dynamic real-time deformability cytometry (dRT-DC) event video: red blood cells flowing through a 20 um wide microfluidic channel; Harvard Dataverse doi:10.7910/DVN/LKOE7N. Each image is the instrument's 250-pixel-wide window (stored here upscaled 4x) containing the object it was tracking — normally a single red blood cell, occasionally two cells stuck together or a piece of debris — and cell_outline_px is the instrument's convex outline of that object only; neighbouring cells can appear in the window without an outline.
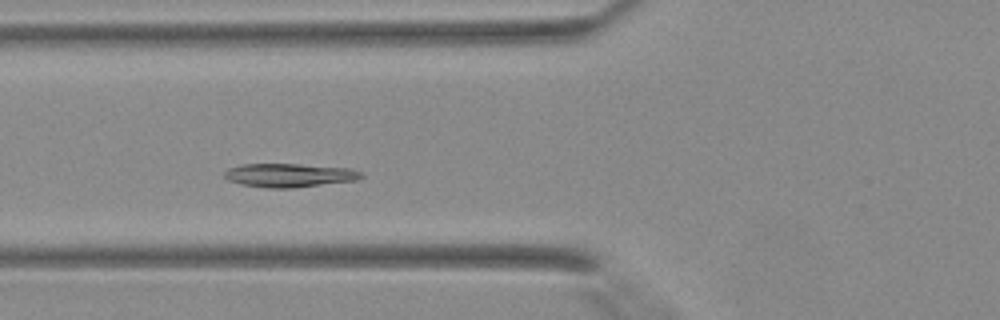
{"species": "Egyptian fruit bat (a non-hibernating species)", "species_latin": "Rousettus aegyptiacus", "temperature_condition": "warm", "stored_images_in_passage": 35, "camera_frame_rate_fps": 3000, "um_per_image_px": 0.085, "animal": {"sex": "female"}, "frame": {"image": 1, "passage_image": 8, "time_ms": 2.333, "image_size_px": [1000, 320], "cell_outline_px": [[364, 176], [356, 180], [292, 188], [268, 188], [240, 184], [228, 180], [224, 176], [224, 172], [228, 168], [244, 164], [296, 164], [348, 168], [360, 172]], "centroid_in_image_um": [24.55, 14.9], "position_along_channel_um": 101.3, "area_um2": 18.67}}
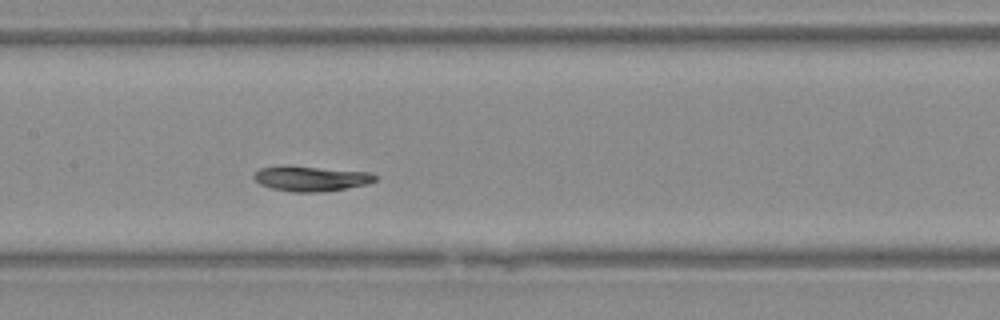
{"frame": {"image": 2, "passage_image": 13, "time_ms": 4.0, "image_size_px": [1000, 320], "cell_outline_px": [[380, 176], [376, 180], [368, 184], [320, 192], [292, 192], [272, 188], [260, 184], [252, 176], [260, 168], [316, 168], [368, 172]], "centroid_in_image_um": [26.5, 15.22], "position_along_channel_um": 180.9, "area_um2": 16.82}}
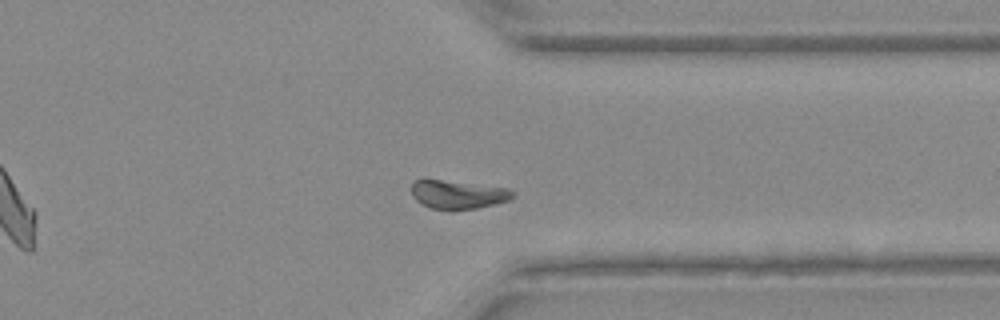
{"frame": {"image": 3, "passage_image": 25, "time_ms": 8.0, "image_size_px": [1000, 320], "cell_outline_px": [[516, 192], [512, 200], [476, 208], [452, 212], [428, 208], [420, 204], [412, 196], [412, 180], [440, 180], [508, 188]], "centroid_in_image_um": [38.92, 16.58], "position_along_channel_um": 372.5, "area_um2": 17.22}}